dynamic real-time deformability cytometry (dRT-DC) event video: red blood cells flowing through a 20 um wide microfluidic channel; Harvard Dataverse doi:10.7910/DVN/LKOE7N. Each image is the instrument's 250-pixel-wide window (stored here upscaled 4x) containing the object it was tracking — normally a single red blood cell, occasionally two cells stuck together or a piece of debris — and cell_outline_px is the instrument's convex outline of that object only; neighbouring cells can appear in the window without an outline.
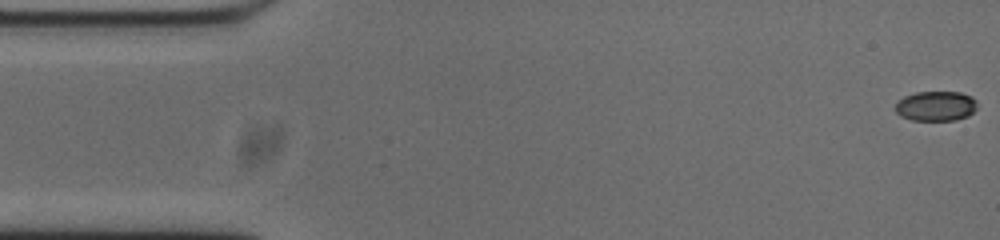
{"species": "common noctule bat (a hibernating species)", "species_latin": "Nyctalus noctula", "temperature_condition": "cold", "stored_images_in_passage": 54, "camera_frame_rate_fps": 3000, "um_per_image_px": 0.085, "animal": {"sex": "male", "body_mass_g": 20.0, "forearm_length_mm": 53.3}, "frame": {"image": 1, "passage_image": 1, "time_ms": 0.0, "image_size_px": [1000, 240], "cell_outline_px": [[976, 108], [968, 116], [956, 120], [912, 120], [900, 116], [896, 112], [896, 104], [904, 96], [916, 92], [960, 92], [972, 96], [976, 100]], "centroid_in_image_um": [79.56, 9.01], "position_along_channel_um": 5.4, "area_um2": 14.22}}
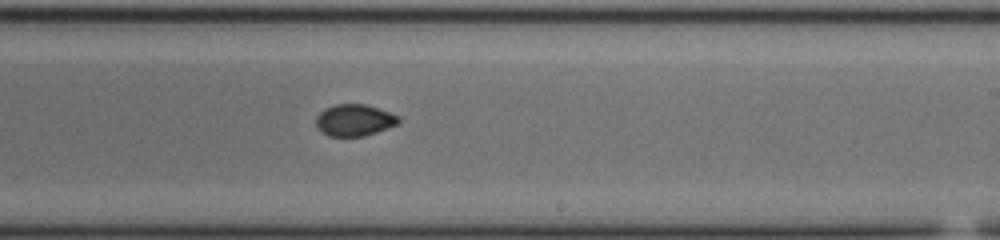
{"frame": {"image": 2, "passage_image": 31, "time_ms": 10.0, "image_size_px": [1000, 240], "cell_outline_px": [[400, 124], [364, 136], [328, 136], [316, 124], [316, 116], [324, 108], [336, 104], [368, 104], [400, 116]], "centroid_in_image_um": [30.17, 10.2], "position_along_channel_um": 258.8, "area_um2": 15.32}}
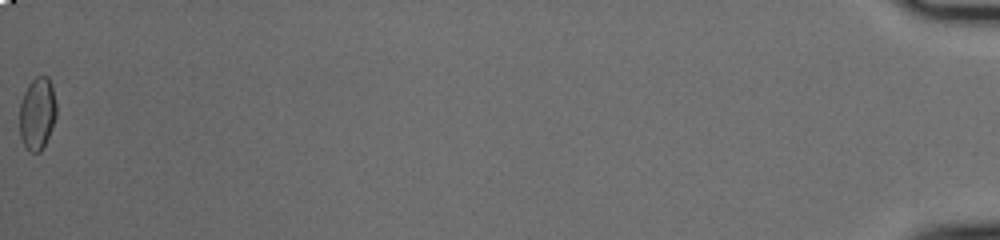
{"frame": {"image": 3, "passage_image": 54, "time_ms": 17.667, "image_size_px": [1000, 240], "cell_outline_px": [[56, 116], [52, 128], [44, 148], [40, 152], [28, 152], [20, 136], [20, 104], [24, 92], [28, 84], [36, 76], [48, 76], [52, 84], [56, 104]], "centroid_in_image_um": [3.18, 9.66], "position_along_channel_um": 432.0, "area_um2": 15.72}, "authors_computed_cell_mechanics": {"area_um2": 15.4904, "velocity_mm_per_s": 3.7601, "shape_relaxation_time_tau1_ms": null, "shape_relaxation_time_tau2_ms": 1.5289, "deformation_change_tau1": null, "deformation_change_tau2": 0.0429}}